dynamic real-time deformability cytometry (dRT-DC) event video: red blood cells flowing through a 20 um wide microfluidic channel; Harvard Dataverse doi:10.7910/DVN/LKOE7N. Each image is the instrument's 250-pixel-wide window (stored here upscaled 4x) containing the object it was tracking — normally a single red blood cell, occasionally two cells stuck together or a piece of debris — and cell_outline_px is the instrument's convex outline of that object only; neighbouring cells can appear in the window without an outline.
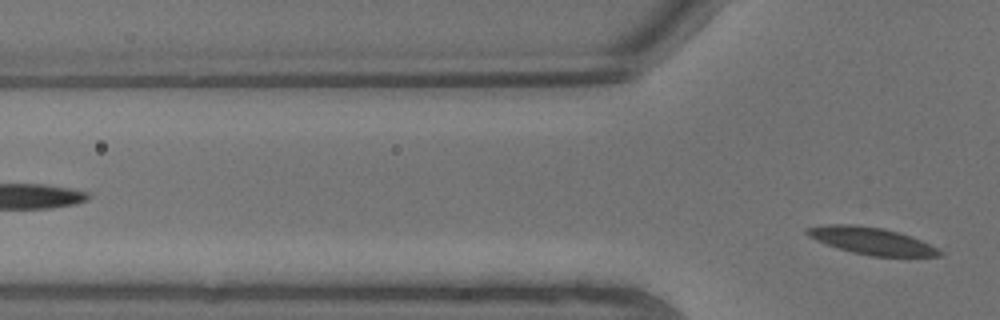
{"species": "common noctule bat (a hibernating species)", "species_latin": "Nyctalus noctula", "temperature_condition": "warm", "stored_images_in_passage": 8, "segment_of_instrument_passage": [2, 2], "camera_frame_rate_fps": 3000, "um_per_image_px": 0.085, "animal": {"sex": "male", "body_mass_g": 13.3}, "frame": {"image": 1, "passage_image": 8, "time_ms": 2.333, "image_size_px": [1000, 320], "cell_outline_px": [[944, 252], [940, 256], [872, 256], [852, 252], [816, 240], [808, 236], [804, 232], [804, 228], [824, 224], [856, 224], [880, 228], [896, 232], [920, 240]], "centroid_in_image_um": [74.01, 20.46], "position_along_channel_um": 51.8, "area_um2": 20.52}}